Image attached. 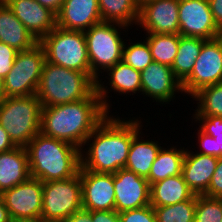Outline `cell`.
I'll list each match as a JSON object with an SVG mask.
<instances>
[{
    "instance_id": "cell-1",
    "label": "cell",
    "mask_w": 222,
    "mask_h": 222,
    "mask_svg": "<svg viewBox=\"0 0 222 222\" xmlns=\"http://www.w3.org/2000/svg\"><path fill=\"white\" fill-rule=\"evenodd\" d=\"M111 116L108 115L87 137L84 143L89 146L87 150L80 151L81 167L85 170L115 173L125 168L133 136L142 129L141 121L135 117L125 120Z\"/></svg>"
},
{
    "instance_id": "cell-2",
    "label": "cell",
    "mask_w": 222,
    "mask_h": 222,
    "mask_svg": "<svg viewBox=\"0 0 222 222\" xmlns=\"http://www.w3.org/2000/svg\"><path fill=\"white\" fill-rule=\"evenodd\" d=\"M108 115L95 89L85 99L42 107L40 132L84 149L87 137Z\"/></svg>"
},
{
    "instance_id": "cell-3",
    "label": "cell",
    "mask_w": 222,
    "mask_h": 222,
    "mask_svg": "<svg viewBox=\"0 0 222 222\" xmlns=\"http://www.w3.org/2000/svg\"><path fill=\"white\" fill-rule=\"evenodd\" d=\"M30 177L42 182L64 180L78 174V147L39 132L26 146Z\"/></svg>"
},
{
    "instance_id": "cell-4",
    "label": "cell",
    "mask_w": 222,
    "mask_h": 222,
    "mask_svg": "<svg viewBox=\"0 0 222 222\" xmlns=\"http://www.w3.org/2000/svg\"><path fill=\"white\" fill-rule=\"evenodd\" d=\"M126 27L128 26L121 23L102 21L84 32L92 79L96 82V90L108 113L111 107L107 102L109 90L108 86H104V82L99 78L101 77L100 72L102 73V70L106 71L122 61L125 40L120 36V29H128Z\"/></svg>"
},
{
    "instance_id": "cell-5",
    "label": "cell",
    "mask_w": 222,
    "mask_h": 222,
    "mask_svg": "<svg viewBox=\"0 0 222 222\" xmlns=\"http://www.w3.org/2000/svg\"><path fill=\"white\" fill-rule=\"evenodd\" d=\"M96 82L84 72L45 61L36 96L42 107L66 104L87 98Z\"/></svg>"
},
{
    "instance_id": "cell-6",
    "label": "cell",
    "mask_w": 222,
    "mask_h": 222,
    "mask_svg": "<svg viewBox=\"0 0 222 222\" xmlns=\"http://www.w3.org/2000/svg\"><path fill=\"white\" fill-rule=\"evenodd\" d=\"M41 111L36 94L8 97L0 104V124L16 146L25 147L40 132Z\"/></svg>"
},
{
    "instance_id": "cell-7",
    "label": "cell",
    "mask_w": 222,
    "mask_h": 222,
    "mask_svg": "<svg viewBox=\"0 0 222 222\" xmlns=\"http://www.w3.org/2000/svg\"><path fill=\"white\" fill-rule=\"evenodd\" d=\"M39 43L44 47L47 62L87 73L92 78L83 31L66 30L56 26Z\"/></svg>"
},
{
    "instance_id": "cell-8",
    "label": "cell",
    "mask_w": 222,
    "mask_h": 222,
    "mask_svg": "<svg viewBox=\"0 0 222 222\" xmlns=\"http://www.w3.org/2000/svg\"><path fill=\"white\" fill-rule=\"evenodd\" d=\"M45 61L40 43L29 50L18 51L11 71L3 79L6 98L36 94Z\"/></svg>"
},
{
    "instance_id": "cell-9",
    "label": "cell",
    "mask_w": 222,
    "mask_h": 222,
    "mask_svg": "<svg viewBox=\"0 0 222 222\" xmlns=\"http://www.w3.org/2000/svg\"><path fill=\"white\" fill-rule=\"evenodd\" d=\"M82 208L79 173L68 179L43 182L41 220H64Z\"/></svg>"
},
{
    "instance_id": "cell-10",
    "label": "cell",
    "mask_w": 222,
    "mask_h": 222,
    "mask_svg": "<svg viewBox=\"0 0 222 222\" xmlns=\"http://www.w3.org/2000/svg\"><path fill=\"white\" fill-rule=\"evenodd\" d=\"M222 82V35L206 40L191 74L181 83L185 94L193 96L200 89Z\"/></svg>"
},
{
    "instance_id": "cell-11",
    "label": "cell",
    "mask_w": 222,
    "mask_h": 222,
    "mask_svg": "<svg viewBox=\"0 0 222 222\" xmlns=\"http://www.w3.org/2000/svg\"><path fill=\"white\" fill-rule=\"evenodd\" d=\"M11 219L38 222L42 214L43 182L29 177L26 181L0 194Z\"/></svg>"
},
{
    "instance_id": "cell-12",
    "label": "cell",
    "mask_w": 222,
    "mask_h": 222,
    "mask_svg": "<svg viewBox=\"0 0 222 222\" xmlns=\"http://www.w3.org/2000/svg\"><path fill=\"white\" fill-rule=\"evenodd\" d=\"M179 34L205 40L222 35L216 25L208 0H179Z\"/></svg>"
},
{
    "instance_id": "cell-13",
    "label": "cell",
    "mask_w": 222,
    "mask_h": 222,
    "mask_svg": "<svg viewBox=\"0 0 222 222\" xmlns=\"http://www.w3.org/2000/svg\"><path fill=\"white\" fill-rule=\"evenodd\" d=\"M179 0H150L140 5L137 25L154 34H179Z\"/></svg>"
},
{
    "instance_id": "cell-14",
    "label": "cell",
    "mask_w": 222,
    "mask_h": 222,
    "mask_svg": "<svg viewBox=\"0 0 222 222\" xmlns=\"http://www.w3.org/2000/svg\"><path fill=\"white\" fill-rule=\"evenodd\" d=\"M113 185L118 213L150 205V184L146 178L122 168L113 173Z\"/></svg>"
},
{
    "instance_id": "cell-15",
    "label": "cell",
    "mask_w": 222,
    "mask_h": 222,
    "mask_svg": "<svg viewBox=\"0 0 222 222\" xmlns=\"http://www.w3.org/2000/svg\"><path fill=\"white\" fill-rule=\"evenodd\" d=\"M82 207L88 211L115 210L113 173H95L80 166Z\"/></svg>"
},
{
    "instance_id": "cell-16",
    "label": "cell",
    "mask_w": 222,
    "mask_h": 222,
    "mask_svg": "<svg viewBox=\"0 0 222 222\" xmlns=\"http://www.w3.org/2000/svg\"><path fill=\"white\" fill-rule=\"evenodd\" d=\"M141 84V94L161 104L173 101L176 92L183 93L181 82L174 76L172 68L154 61L141 71Z\"/></svg>"
},
{
    "instance_id": "cell-17",
    "label": "cell",
    "mask_w": 222,
    "mask_h": 222,
    "mask_svg": "<svg viewBox=\"0 0 222 222\" xmlns=\"http://www.w3.org/2000/svg\"><path fill=\"white\" fill-rule=\"evenodd\" d=\"M26 29L40 41L56 28V14L36 0H3Z\"/></svg>"
},
{
    "instance_id": "cell-18",
    "label": "cell",
    "mask_w": 222,
    "mask_h": 222,
    "mask_svg": "<svg viewBox=\"0 0 222 222\" xmlns=\"http://www.w3.org/2000/svg\"><path fill=\"white\" fill-rule=\"evenodd\" d=\"M100 22L98 0H64L56 14V25L66 30L85 32Z\"/></svg>"
},
{
    "instance_id": "cell-19",
    "label": "cell",
    "mask_w": 222,
    "mask_h": 222,
    "mask_svg": "<svg viewBox=\"0 0 222 222\" xmlns=\"http://www.w3.org/2000/svg\"><path fill=\"white\" fill-rule=\"evenodd\" d=\"M194 153L186 149L181 175L194 194L203 195L208 190L218 157Z\"/></svg>"
},
{
    "instance_id": "cell-20",
    "label": "cell",
    "mask_w": 222,
    "mask_h": 222,
    "mask_svg": "<svg viewBox=\"0 0 222 222\" xmlns=\"http://www.w3.org/2000/svg\"><path fill=\"white\" fill-rule=\"evenodd\" d=\"M0 42L17 51L29 50L39 43L3 0L0 1Z\"/></svg>"
},
{
    "instance_id": "cell-21",
    "label": "cell",
    "mask_w": 222,
    "mask_h": 222,
    "mask_svg": "<svg viewBox=\"0 0 222 222\" xmlns=\"http://www.w3.org/2000/svg\"><path fill=\"white\" fill-rule=\"evenodd\" d=\"M29 177L28 154L25 147L17 146L0 153V194Z\"/></svg>"
},
{
    "instance_id": "cell-22",
    "label": "cell",
    "mask_w": 222,
    "mask_h": 222,
    "mask_svg": "<svg viewBox=\"0 0 222 222\" xmlns=\"http://www.w3.org/2000/svg\"><path fill=\"white\" fill-rule=\"evenodd\" d=\"M194 195L181 174L150 184V205L152 207L173 205L187 201Z\"/></svg>"
},
{
    "instance_id": "cell-23",
    "label": "cell",
    "mask_w": 222,
    "mask_h": 222,
    "mask_svg": "<svg viewBox=\"0 0 222 222\" xmlns=\"http://www.w3.org/2000/svg\"><path fill=\"white\" fill-rule=\"evenodd\" d=\"M140 135L142 134L139 130L133 136L125 169L147 178L161 146L158 141L143 140Z\"/></svg>"
},
{
    "instance_id": "cell-24",
    "label": "cell",
    "mask_w": 222,
    "mask_h": 222,
    "mask_svg": "<svg viewBox=\"0 0 222 222\" xmlns=\"http://www.w3.org/2000/svg\"><path fill=\"white\" fill-rule=\"evenodd\" d=\"M179 148L177 149L176 146L167 149L161 147L146 178L149 184L181 174L186 149Z\"/></svg>"
},
{
    "instance_id": "cell-25",
    "label": "cell",
    "mask_w": 222,
    "mask_h": 222,
    "mask_svg": "<svg viewBox=\"0 0 222 222\" xmlns=\"http://www.w3.org/2000/svg\"><path fill=\"white\" fill-rule=\"evenodd\" d=\"M206 40L199 37L181 36L177 55L171 66L174 76L182 83L192 72L203 43Z\"/></svg>"
},
{
    "instance_id": "cell-26",
    "label": "cell",
    "mask_w": 222,
    "mask_h": 222,
    "mask_svg": "<svg viewBox=\"0 0 222 222\" xmlns=\"http://www.w3.org/2000/svg\"><path fill=\"white\" fill-rule=\"evenodd\" d=\"M102 21L137 25L139 4L136 0H98Z\"/></svg>"
},
{
    "instance_id": "cell-27",
    "label": "cell",
    "mask_w": 222,
    "mask_h": 222,
    "mask_svg": "<svg viewBox=\"0 0 222 222\" xmlns=\"http://www.w3.org/2000/svg\"><path fill=\"white\" fill-rule=\"evenodd\" d=\"M105 72L108 75L109 88L113 89L116 94L119 92L127 96L131 92L132 94H136L137 91L142 92L141 71L135 70L124 61L116 63Z\"/></svg>"
},
{
    "instance_id": "cell-28",
    "label": "cell",
    "mask_w": 222,
    "mask_h": 222,
    "mask_svg": "<svg viewBox=\"0 0 222 222\" xmlns=\"http://www.w3.org/2000/svg\"><path fill=\"white\" fill-rule=\"evenodd\" d=\"M146 36L153 61L171 67L177 55L180 34L147 33Z\"/></svg>"
},
{
    "instance_id": "cell-29",
    "label": "cell",
    "mask_w": 222,
    "mask_h": 222,
    "mask_svg": "<svg viewBox=\"0 0 222 222\" xmlns=\"http://www.w3.org/2000/svg\"><path fill=\"white\" fill-rule=\"evenodd\" d=\"M191 98L198 102L193 116L222 117V82L200 89Z\"/></svg>"
},
{
    "instance_id": "cell-30",
    "label": "cell",
    "mask_w": 222,
    "mask_h": 222,
    "mask_svg": "<svg viewBox=\"0 0 222 222\" xmlns=\"http://www.w3.org/2000/svg\"><path fill=\"white\" fill-rule=\"evenodd\" d=\"M153 209L157 222H194L196 194L187 201Z\"/></svg>"
},
{
    "instance_id": "cell-31",
    "label": "cell",
    "mask_w": 222,
    "mask_h": 222,
    "mask_svg": "<svg viewBox=\"0 0 222 222\" xmlns=\"http://www.w3.org/2000/svg\"><path fill=\"white\" fill-rule=\"evenodd\" d=\"M122 61L132 66L135 70L142 71L147 68L153 58L148 43L144 40L127 45L124 43Z\"/></svg>"
},
{
    "instance_id": "cell-32",
    "label": "cell",
    "mask_w": 222,
    "mask_h": 222,
    "mask_svg": "<svg viewBox=\"0 0 222 222\" xmlns=\"http://www.w3.org/2000/svg\"><path fill=\"white\" fill-rule=\"evenodd\" d=\"M222 198L196 195L194 222H221Z\"/></svg>"
},
{
    "instance_id": "cell-33",
    "label": "cell",
    "mask_w": 222,
    "mask_h": 222,
    "mask_svg": "<svg viewBox=\"0 0 222 222\" xmlns=\"http://www.w3.org/2000/svg\"><path fill=\"white\" fill-rule=\"evenodd\" d=\"M198 121L199 129L215 138L218 144V158L222 157V117L219 116H193ZM202 123V124H201Z\"/></svg>"
},
{
    "instance_id": "cell-34",
    "label": "cell",
    "mask_w": 222,
    "mask_h": 222,
    "mask_svg": "<svg viewBox=\"0 0 222 222\" xmlns=\"http://www.w3.org/2000/svg\"><path fill=\"white\" fill-rule=\"evenodd\" d=\"M118 214L120 222H157L154 209L151 205L139 209L122 211Z\"/></svg>"
},
{
    "instance_id": "cell-35",
    "label": "cell",
    "mask_w": 222,
    "mask_h": 222,
    "mask_svg": "<svg viewBox=\"0 0 222 222\" xmlns=\"http://www.w3.org/2000/svg\"><path fill=\"white\" fill-rule=\"evenodd\" d=\"M18 51L3 42H0V77L4 79L11 71Z\"/></svg>"
},
{
    "instance_id": "cell-36",
    "label": "cell",
    "mask_w": 222,
    "mask_h": 222,
    "mask_svg": "<svg viewBox=\"0 0 222 222\" xmlns=\"http://www.w3.org/2000/svg\"><path fill=\"white\" fill-rule=\"evenodd\" d=\"M203 195L211 198H222V157L218 158L208 190Z\"/></svg>"
},
{
    "instance_id": "cell-37",
    "label": "cell",
    "mask_w": 222,
    "mask_h": 222,
    "mask_svg": "<svg viewBox=\"0 0 222 222\" xmlns=\"http://www.w3.org/2000/svg\"><path fill=\"white\" fill-rule=\"evenodd\" d=\"M197 134L200 151H196V153L218 157V144L215 138L205 134L200 129Z\"/></svg>"
},
{
    "instance_id": "cell-38",
    "label": "cell",
    "mask_w": 222,
    "mask_h": 222,
    "mask_svg": "<svg viewBox=\"0 0 222 222\" xmlns=\"http://www.w3.org/2000/svg\"><path fill=\"white\" fill-rule=\"evenodd\" d=\"M92 222H120V218L115 210L92 211Z\"/></svg>"
},
{
    "instance_id": "cell-39",
    "label": "cell",
    "mask_w": 222,
    "mask_h": 222,
    "mask_svg": "<svg viewBox=\"0 0 222 222\" xmlns=\"http://www.w3.org/2000/svg\"><path fill=\"white\" fill-rule=\"evenodd\" d=\"M213 19L222 32V0H208Z\"/></svg>"
},
{
    "instance_id": "cell-40",
    "label": "cell",
    "mask_w": 222,
    "mask_h": 222,
    "mask_svg": "<svg viewBox=\"0 0 222 222\" xmlns=\"http://www.w3.org/2000/svg\"><path fill=\"white\" fill-rule=\"evenodd\" d=\"M63 222H92V211L82 208L64 219Z\"/></svg>"
},
{
    "instance_id": "cell-41",
    "label": "cell",
    "mask_w": 222,
    "mask_h": 222,
    "mask_svg": "<svg viewBox=\"0 0 222 222\" xmlns=\"http://www.w3.org/2000/svg\"><path fill=\"white\" fill-rule=\"evenodd\" d=\"M15 147L17 146L12 142L10 136L0 124V153L12 150Z\"/></svg>"
},
{
    "instance_id": "cell-42",
    "label": "cell",
    "mask_w": 222,
    "mask_h": 222,
    "mask_svg": "<svg viewBox=\"0 0 222 222\" xmlns=\"http://www.w3.org/2000/svg\"><path fill=\"white\" fill-rule=\"evenodd\" d=\"M36 1H38L42 6L52 10L55 14L58 13L64 2V0H36Z\"/></svg>"
},
{
    "instance_id": "cell-43",
    "label": "cell",
    "mask_w": 222,
    "mask_h": 222,
    "mask_svg": "<svg viewBox=\"0 0 222 222\" xmlns=\"http://www.w3.org/2000/svg\"><path fill=\"white\" fill-rule=\"evenodd\" d=\"M11 217L9 215L8 209L6 208L5 201L0 195V222H10Z\"/></svg>"
},
{
    "instance_id": "cell-44",
    "label": "cell",
    "mask_w": 222,
    "mask_h": 222,
    "mask_svg": "<svg viewBox=\"0 0 222 222\" xmlns=\"http://www.w3.org/2000/svg\"><path fill=\"white\" fill-rule=\"evenodd\" d=\"M6 95L4 91V82L3 79L0 77V104L5 100Z\"/></svg>"
},
{
    "instance_id": "cell-45",
    "label": "cell",
    "mask_w": 222,
    "mask_h": 222,
    "mask_svg": "<svg viewBox=\"0 0 222 222\" xmlns=\"http://www.w3.org/2000/svg\"><path fill=\"white\" fill-rule=\"evenodd\" d=\"M10 222H35V221H31V220H20V219H11Z\"/></svg>"
},
{
    "instance_id": "cell-46",
    "label": "cell",
    "mask_w": 222,
    "mask_h": 222,
    "mask_svg": "<svg viewBox=\"0 0 222 222\" xmlns=\"http://www.w3.org/2000/svg\"><path fill=\"white\" fill-rule=\"evenodd\" d=\"M38 222H63V220H40Z\"/></svg>"
},
{
    "instance_id": "cell-47",
    "label": "cell",
    "mask_w": 222,
    "mask_h": 222,
    "mask_svg": "<svg viewBox=\"0 0 222 222\" xmlns=\"http://www.w3.org/2000/svg\"><path fill=\"white\" fill-rule=\"evenodd\" d=\"M137 3L139 4V6L147 1H150V0H136Z\"/></svg>"
}]
</instances>
